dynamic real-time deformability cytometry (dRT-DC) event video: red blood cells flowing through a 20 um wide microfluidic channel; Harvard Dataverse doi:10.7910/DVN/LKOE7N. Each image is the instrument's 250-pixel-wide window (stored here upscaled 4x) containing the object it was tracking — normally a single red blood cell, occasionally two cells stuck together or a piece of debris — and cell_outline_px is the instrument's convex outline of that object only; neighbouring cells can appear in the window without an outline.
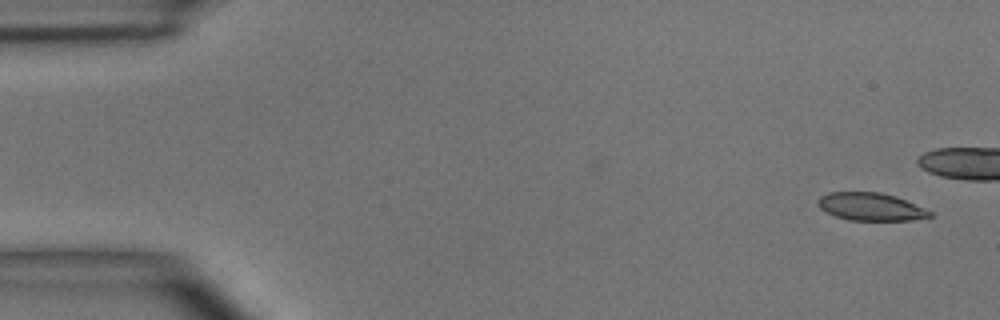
{"species": "common noctule bat (a hibernating species)", "species_latin": "Nyctalus noctula", "temperature_condition": "room temperature", "stored_images_in_passage": 9, "camera_frame_rate_fps": 3000, "um_per_image_px": 0.085, "animal": {"sex": "male", "body_mass_g": 15.6}, "frame": {"image": 1, "passage_image": 1, "time_ms": 0.0, "image_size_px": [1000, 320], "cell_outline_px": [[932, 216], [912, 220], [848, 220], [836, 216], [820, 208], [816, 200], [820, 196], [828, 192], [880, 192], [896, 196], [924, 208], [932, 212]], "centroid_in_image_um": [74.0, 17.56], "position_along_channel_um": 11.0, "area_um2": 18.03}}